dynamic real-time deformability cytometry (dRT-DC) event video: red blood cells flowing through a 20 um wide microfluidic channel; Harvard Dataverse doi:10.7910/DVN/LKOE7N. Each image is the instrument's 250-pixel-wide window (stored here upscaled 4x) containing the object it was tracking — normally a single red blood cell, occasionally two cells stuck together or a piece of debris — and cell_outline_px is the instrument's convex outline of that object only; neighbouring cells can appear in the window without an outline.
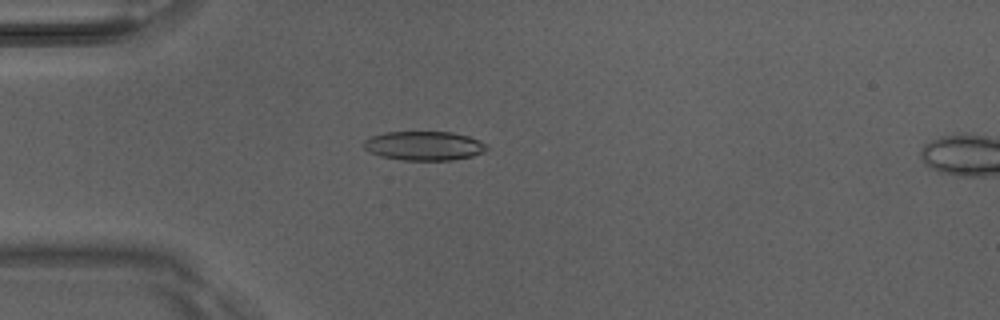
{"species": "Egyptian fruit bat (a non-hibernating species)", "species_latin": "Rousettus aegyptiacus", "temperature_condition": "room temperature", "stored_images_in_passage": 6, "camera_frame_rate_fps": 3000, "um_per_image_px": 0.085, "animal": {"sex": "male"}, "frame": {"image": 1, "passage_image": 5, "time_ms": 1.333, "image_size_px": [1000, 320], "cell_outline_px": [[488, 148], [484, 152], [472, 156], [452, 160], [404, 160], [380, 156], [364, 148], [364, 140], [372, 136], [384, 132], [452, 132], [468, 136], [488, 144]], "centroid_in_image_um": [36.07, 12.39], "position_along_channel_um": 48.9, "area_um2": 20.81}}